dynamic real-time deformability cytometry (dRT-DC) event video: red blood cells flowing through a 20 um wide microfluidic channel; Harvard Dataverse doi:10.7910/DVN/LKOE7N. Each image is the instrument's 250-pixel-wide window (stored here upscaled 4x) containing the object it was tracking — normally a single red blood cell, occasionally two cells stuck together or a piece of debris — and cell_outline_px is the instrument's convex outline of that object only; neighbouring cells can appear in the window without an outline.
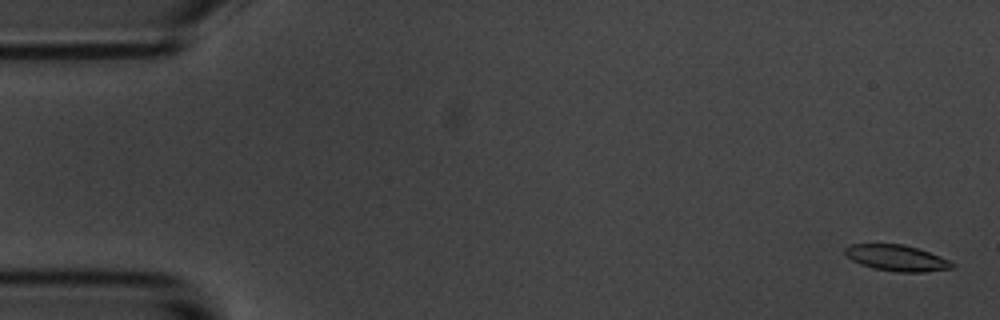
{"species": "common noctule bat (a hibernating species)", "species_latin": "Nyctalus noctula", "temperature_condition": "room temperature", "stored_images_in_passage": 5, "camera_frame_rate_fps": 3000, "um_per_image_px": 0.085, "animal": {"sex": "male", "body_mass_g": 20.1, "forearm_length_mm": 53.5}, "frame": {"image": 1, "passage_image": 1, "time_ms": 0.0, "image_size_px": [1000, 320], "cell_outline_px": [[956, 268], [924, 272], [896, 272], [872, 268], [860, 264], [852, 260], [844, 252], [844, 248], [852, 244], [904, 244], [940, 256], [956, 264]], "centroid_in_image_um": [76.24, 21.94], "position_along_channel_um": 8.8, "area_um2": 16.3}}
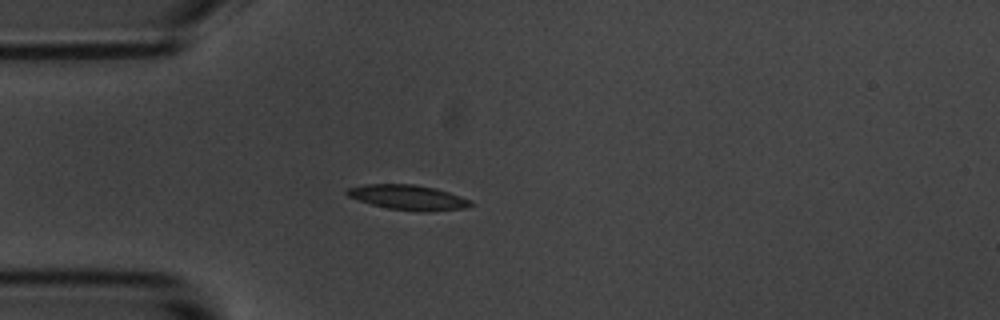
{"frame": {"image": 2, "passage_image": 5, "time_ms": 4.667, "image_size_px": [1000, 320], "cell_outline_px": [[472, 204], [464, 208], [432, 212], [424, 212], [388, 208], [372, 204], [348, 196], [344, 192], [348, 188], [364, 184], [416, 184], [436, 188], [472, 200]], "centroid_in_image_um": [34.71, 16.77], "position_along_channel_um": 50.3, "area_um2": 17.98}}